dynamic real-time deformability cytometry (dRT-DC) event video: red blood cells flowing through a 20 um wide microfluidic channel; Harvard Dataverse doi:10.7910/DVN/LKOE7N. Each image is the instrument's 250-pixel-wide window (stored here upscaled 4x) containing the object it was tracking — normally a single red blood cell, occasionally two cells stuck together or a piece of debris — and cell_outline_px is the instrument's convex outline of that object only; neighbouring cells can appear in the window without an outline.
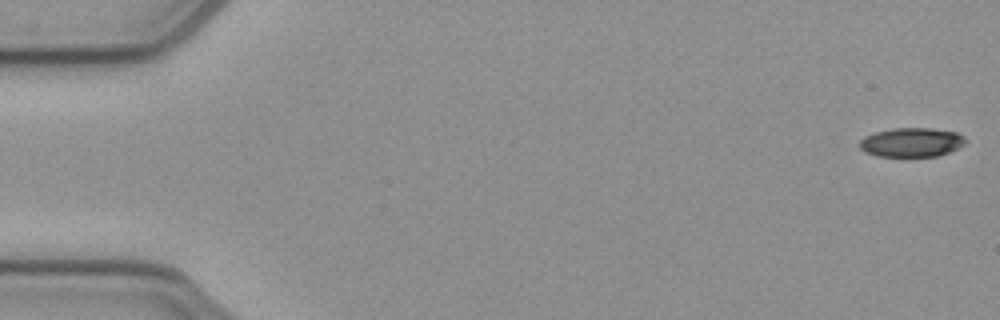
{"species": "common noctule bat (a hibernating species)", "species_latin": "Nyctalus noctula", "temperature_condition": "cold", "stored_images_in_passage": 52, "camera_frame_rate_fps": 3000, "um_per_image_px": 0.085, "animal": {"sex": "female", "body_mass_g": 21.9}, "frame": {"image": 1, "passage_image": 1, "time_ms": 0.0, "image_size_px": [1000, 320], "cell_outline_px": [[968, 140], [964, 144], [948, 152], [936, 156], [876, 156], [864, 152], [860, 148], [860, 140], [864, 136], [876, 132], [892, 128], [932, 128], [956, 132], [964, 136]], "centroid_in_image_um": [77.47, 12.09], "position_along_channel_um": 7.5, "area_um2": 17.98}}
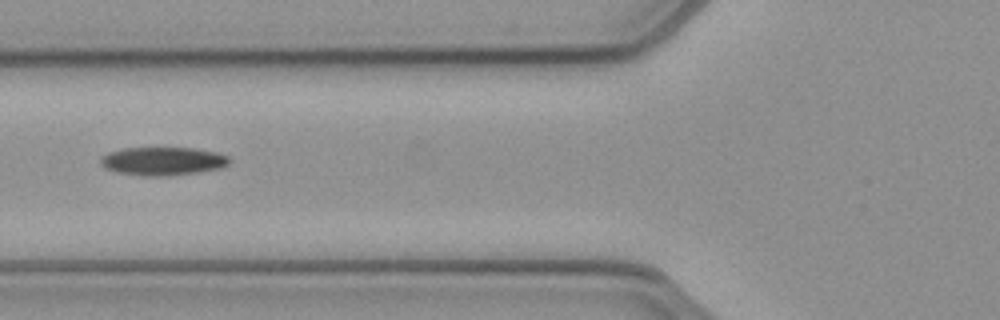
{"frame": {"image": 2, "passage_image": 20, "time_ms": 6.333, "image_size_px": [1000, 320], "cell_outline_px": [[228, 164], [220, 168], [196, 172], [164, 176], [144, 176], [116, 172], [104, 168], [100, 164], [100, 156], [108, 152], [124, 148], [196, 148], [216, 152], [228, 156]], "centroid_in_image_um": [13.78, 13.69], "position_along_channel_um": 112.0, "area_um2": 21.21}}
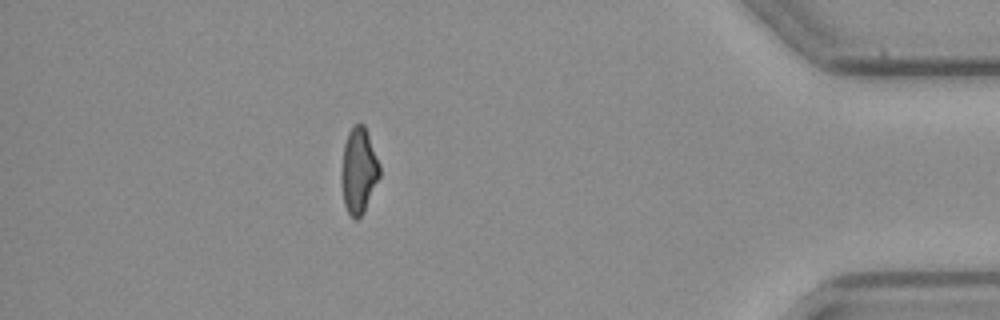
{"frame": {"image": 3, "passage_image": 46, "time_ms": 15.0, "image_size_px": [1000, 320], "cell_outline_px": [[380, 176], [364, 212], [356, 220], [348, 212], [344, 204], [340, 184], [340, 172], [344, 144], [348, 132], [356, 124], [364, 124], [380, 164]], "centroid_in_image_um": [30.47, 14.52], "position_along_channel_um": 404.7, "area_um2": 19.25}, "authors_computed_cell_mechanics": {"area_um2": 20.1144, "velocity_mm_per_s": 3.9332, "shape_relaxation_time_tau1_ms": 5.8808, "shape_relaxation_time_tau2_ms": null, "deformation_change_tau1": 0.1539, "deformation_change_tau2": null}}